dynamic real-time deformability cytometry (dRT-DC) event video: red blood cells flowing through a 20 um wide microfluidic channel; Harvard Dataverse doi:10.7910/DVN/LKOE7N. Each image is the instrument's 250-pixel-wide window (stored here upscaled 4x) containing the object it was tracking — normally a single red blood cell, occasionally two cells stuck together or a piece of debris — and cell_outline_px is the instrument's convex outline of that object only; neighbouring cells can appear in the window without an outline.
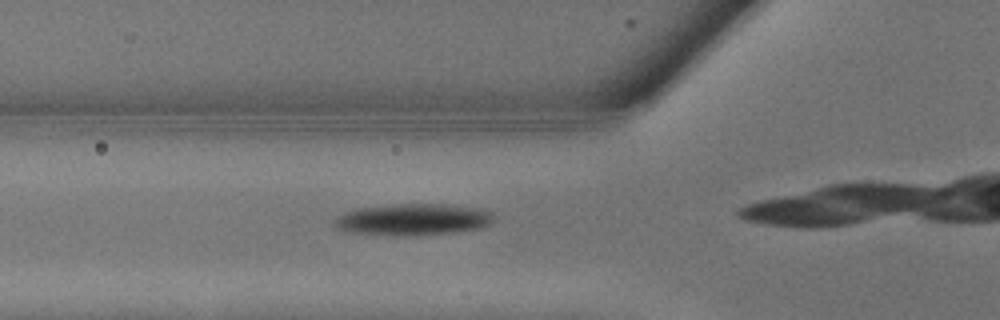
{"species": "common noctule bat (a hibernating species)", "species_latin": "Nyctalus noctula", "temperature_condition": "warm", "stored_images_in_passage": 4, "camera_frame_rate_fps": 3000, "um_per_image_px": 0.085, "animal": {"sex": "male", "body_mass_g": 13.3}, "frame": {"image": 1, "passage_image": 2, "time_ms": 0.333, "image_size_px": [1000, 320], "cell_outline_px": [[496, 220], [480, 228], [456, 232], [416, 236], [352, 232], [336, 228], [332, 224], [332, 220], [336, 216], [344, 212], [360, 208], [392, 204], [456, 204], [480, 208], [492, 212], [496, 216]], "centroid_in_image_um": [35.16, 18.64], "position_along_channel_um": 90.6, "area_um2": 29.71}}